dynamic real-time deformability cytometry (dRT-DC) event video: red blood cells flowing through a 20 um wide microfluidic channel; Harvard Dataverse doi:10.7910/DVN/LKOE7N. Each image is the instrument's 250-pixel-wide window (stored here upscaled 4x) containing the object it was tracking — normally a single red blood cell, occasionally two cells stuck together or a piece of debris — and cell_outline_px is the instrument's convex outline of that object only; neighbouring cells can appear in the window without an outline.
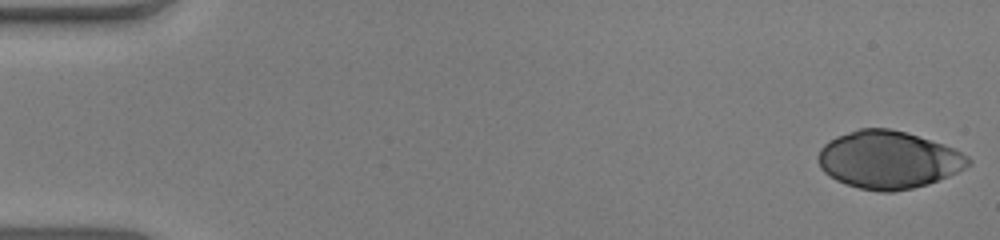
{"species": "human", "species_latin": "Homo sapiens", "temperature_condition": "warm", "stored_images_in_passage": 11, "segment_of_instrument_passage": [1, 2], "camera_frame_rate_fps": 3000, "um_per_image_px": 0.085, "donor": {"sex": "male"}, "frame": {"image": 1, "passage_image": 1, "time_ms": 0.0, "image_size_px": [1000, 240], "cell_outline_px": [[972, 164], [948, 176], [928, 184], [912, 188], [892, 192], [880, 192], [860, 188], [844, 184], [836, 180], [824, 172], [820, 168], [816, 156], [820, 148], [828, 140], [836, 136], [860, 128], [888, 128], [904, 132], [944, 144], [968, 156], [972, 160]], "centroid_in_image_um": [75.48, 13.58], "position_along_channel_um": 9.5, "area_um2": 50.46}}